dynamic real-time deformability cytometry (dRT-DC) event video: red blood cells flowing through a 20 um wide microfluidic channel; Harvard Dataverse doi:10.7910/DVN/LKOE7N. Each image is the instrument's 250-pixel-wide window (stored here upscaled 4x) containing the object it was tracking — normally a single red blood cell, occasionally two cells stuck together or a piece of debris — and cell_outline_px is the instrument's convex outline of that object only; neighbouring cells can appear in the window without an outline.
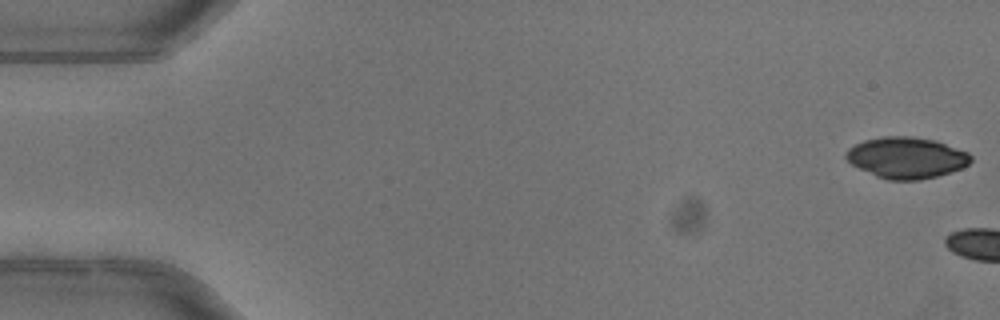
{"species": "common noctule bat (a hibernating species)", "species_latin": "Nyctalus noctula", "temperature_condition": "warm", "stored_images_in_passage": 4, "camera_frame_rate_fps": 3000, "um_per_image_px": 0.085, "animal": {"sex": "female"}, "frame": {"image": 1, "passage_image": 1, "time_ms": 0.0, "image_size_px": [1000, 320], "cell_outline_px": [[972, 160], [968, 164], [960, 168], [936, 176], [920, 180], [888, 180], [876, 176], [852, 164], [844, 156], [848, 148], [864, 140], [884, 136], [912, 136], [936, 140], [968, 152], [972, 156]], "centroid_in_image_um": [77.05, 13.39], "position_along_channel_um": 8.0, "area_um2": 29.82}}